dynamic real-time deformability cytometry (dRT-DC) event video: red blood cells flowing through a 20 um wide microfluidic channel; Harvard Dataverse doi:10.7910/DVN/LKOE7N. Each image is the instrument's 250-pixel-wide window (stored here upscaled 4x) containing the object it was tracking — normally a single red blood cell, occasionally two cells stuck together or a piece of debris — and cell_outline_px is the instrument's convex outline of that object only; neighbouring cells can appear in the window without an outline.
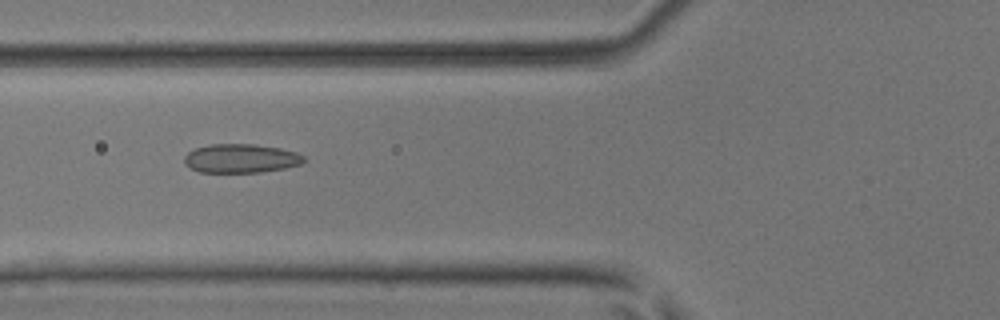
{"species": "common noctule bat (a hibernating species)", "species_latin": "Nyctalus noctula", "temperature_condition": "room temperature", "stored_images_in_passage": 4, "camera_frame_rate_fps": 3000, "um_per_image_px": 0.085, "animal": {"sex": "male", "body_mass_g": 17.9, "forearm_length_mm": 54.2}, "frame": {"image": 1, "passage_image": 2, "time_ms": 0.333, "image_size_px": [1000, 320], "cell_outline_px": [[304, 160], [300, 164], [284, 168], [260, 172], [200, 172], [184, 164], [184, 156], [188, 152], [196, 148], [212, 144], [256, 144], [280, 148], [296, 152], [304, 156]], "centroid_in_image_um": [20.46, 13.46], "position_along_channel_um": 105.3, "area_um2": 20.0}}
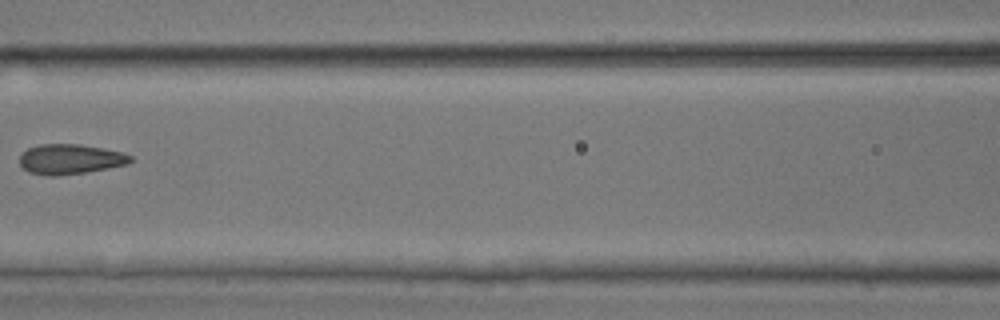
{"frame": {"image": 2, "passage_image": 3, "time_ms": 0.667, "image_size_px": [1000, 320], "cell_outline_px": [[132, 160], [128, 164], [108, 168], [84, 172], [56, 176], [48, 176], [28, 172], [20, 164], [20, 156], [28, 148], [40, 144], [80, 144], [124, 152], [132, 156]], "centroid_in_image_um": [5.98, 13.52], "position_along_channel_um": 160.6, "area_um2": 19.36}}
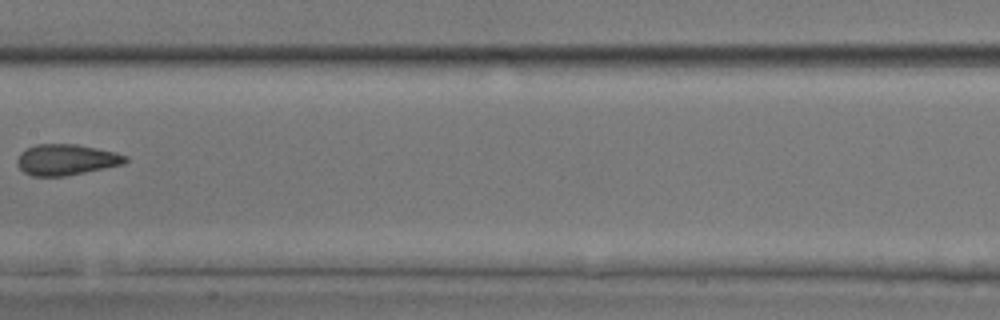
{"frame": {"image": 3, "passage_image": 4, "time_ms": 1.0, "image_size_px": [1000, 320], "cell_outline_px": [[128, 160], [124, 164], [64, 176], [32, 176], [24, 172], [16, 164], [16, 160], [20, 152], [36, 144], [76, 144], [116, 152], [128, 156]], "centroid_in_image_um": [5.62, 13.57], "position_along_channel_um": 201.8, "area_um2": 19.48}}